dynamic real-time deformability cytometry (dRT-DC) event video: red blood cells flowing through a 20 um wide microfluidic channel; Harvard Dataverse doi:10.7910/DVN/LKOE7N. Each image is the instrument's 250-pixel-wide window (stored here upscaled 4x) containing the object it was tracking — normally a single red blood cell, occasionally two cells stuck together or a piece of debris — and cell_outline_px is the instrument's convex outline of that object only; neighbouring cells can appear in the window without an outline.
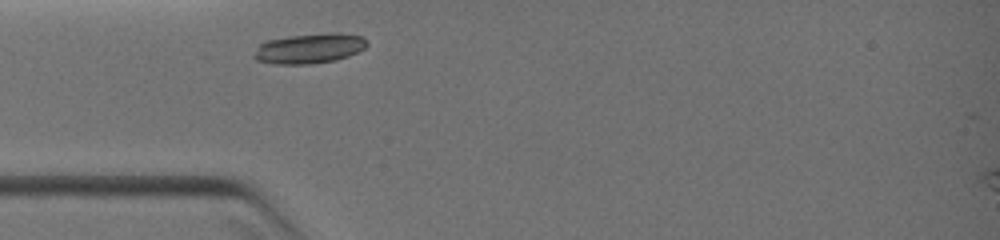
{"species": "common noctule bat (a hibernating species)", "species_latin": "Nyctalus noctula", "temperature_condition": "warm", "stored_images_in_passage": 1, "camera_frame_rate_fps": 3000, "um_per_image_px": 0.085, "animal": {"sex": "female", "body_mass_g": 19.0, "forearm_length_mm": 51.5}, "frame": {"image": 1, "passage_image": 1, "time_ms": 0.0, "image_size_px": [1000, 240], "cell_outline_px": [[368, 44], [364, 48], [348, 56], [336, 60], [308, 64], [276, 64], [256, 60], [252, 56], [260, 44], [264, 40], [288, 36], [332, 32], [340, 32], [364, 36], [368, 40]], "centroid_in_image_um": [26.31, 4.1], "position_along_channel_um": 58.7, "area_um2": 20.0}}